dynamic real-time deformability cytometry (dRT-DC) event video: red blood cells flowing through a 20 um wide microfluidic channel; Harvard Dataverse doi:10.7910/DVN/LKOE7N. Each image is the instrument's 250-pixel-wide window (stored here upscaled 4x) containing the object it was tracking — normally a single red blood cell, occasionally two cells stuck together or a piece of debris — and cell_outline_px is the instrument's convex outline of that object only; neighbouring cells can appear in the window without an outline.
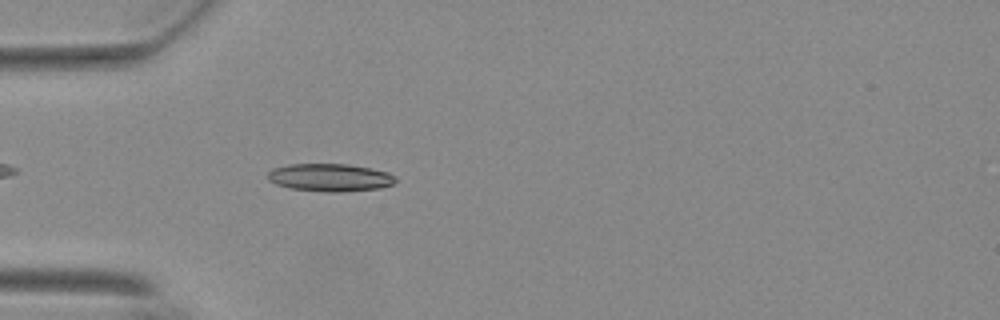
{"species": "Egyptian fruit bat (a non-hibernating species)", "species_latin": "Rousettus aegyptiacus", "temperature_condition": "warm", "stored_images_in_passage": 38, "camera_frame_rate_fps": 3000, "um_per_image_px": 0.085, "animal": {"sex": "female"}, "frame": {"image": 1, "passage_image": 5, "time_ms": 1.333, "image_size_px": [1000, 320], "cell_outline_px": [[396, 180], [392, 184], [380, 188], [340, 192], [328, 192], [292, 188], [276, 184], [268, 180], [268, 172], [272, 168], [288, 164], [348, 164], [388, 172], [396, 176]], "centroid_in_image_um": [28.04, 15.08], "position_along_channel_um": 57.0, "area_um2": 20.58}}
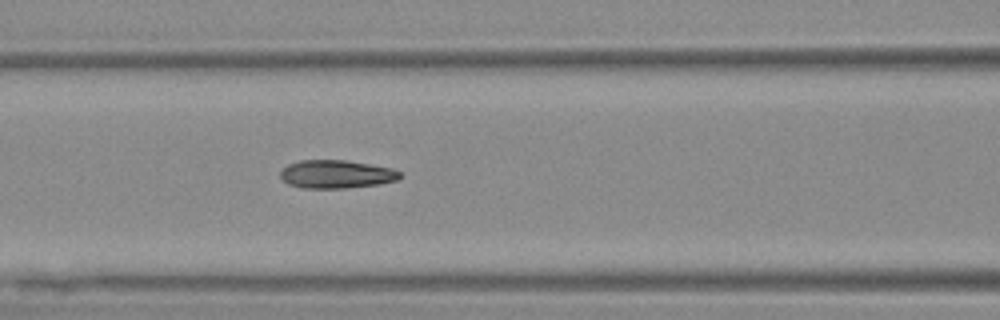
{"frame": {"image": 2, "passage_image": 12, "time_ms": 3.667, "image_size_px": [1000, 320], "cell_outline_px": [[400, 176], [396, 180], [380, 184], [344, 188], [300, 188], [288, 184], [280, 176], [280, 172], [288, 164], [300, 160], [344, 160], [392, 168], [400, 172]], "centroid_in_image_um": [28.56, 14.81], "position_along_channel_um": 138.0, "area_um2": 19.54}}
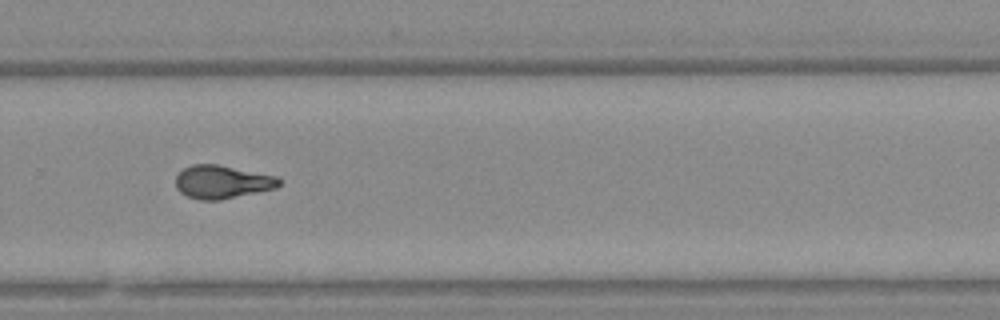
{"frame": {"image": 3, "passage_image": 26, "time_ms": 8.333, "image_size_px": [1000, 320], "cell_outline_px": [[280, 184], [276, 188], [220, 200], [200, 200], [188, 196], [180, 192], [176, 188], [176, 176], [184, 168], [192, 164], [216, 164], [276, 176], [280, 180]], "centroid_in_image_um": [18.86, 15.47], "position_along_channel_um": 310.9, "area_um2": 19.83}, "authors_computed_cell_mechanics": {"area_um2": 19.5942, "velocity_mm_per_s": 3.7209, "shape_relaxation_time_tau1_ms": 4.2534, "shape_relaxation_time_tau2_ms": 1.2024, "deformation_change_tau1": 0.1852, "deformation_change_tau2": 0.0822}}